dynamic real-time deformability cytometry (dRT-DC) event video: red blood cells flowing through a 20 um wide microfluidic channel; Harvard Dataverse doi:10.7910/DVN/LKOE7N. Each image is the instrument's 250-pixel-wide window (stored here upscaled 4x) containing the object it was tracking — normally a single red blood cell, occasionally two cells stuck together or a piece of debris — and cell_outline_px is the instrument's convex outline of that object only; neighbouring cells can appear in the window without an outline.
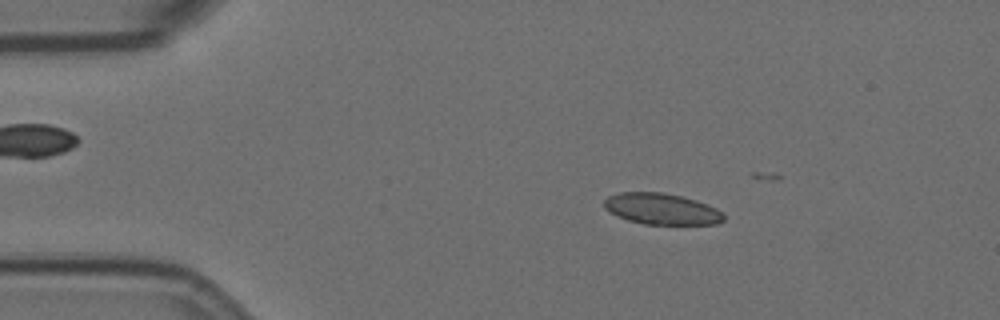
{"species": "Egyptian fruit bat (a non-hibernating species)", "species_latin": "Rousettus aegyptiacus", "temperature_condition": "room temperature", "stored_images_in_passage": 9, "camera_frame_rate_fps": 3000, "um_per_image_px": 0.085, "animal": {"sex": "female"}, "frame": {"image": 1, "passage_image": 2, "time_ms": 0.333, "image_size_px": [1000, 320], "cell_outline_px": [[724, 220], [716, 224], [644, 224], [628, 220], [616, 216], [604, 208], [604, 200], [608, 196], [620, 192], [664, 192], [696, 200], [716, 208], [724, 212]], "centroid_in_image_um": [56.23, 17.76], "position_along_channel_um": 28.8, "area_um2": 21.79}}